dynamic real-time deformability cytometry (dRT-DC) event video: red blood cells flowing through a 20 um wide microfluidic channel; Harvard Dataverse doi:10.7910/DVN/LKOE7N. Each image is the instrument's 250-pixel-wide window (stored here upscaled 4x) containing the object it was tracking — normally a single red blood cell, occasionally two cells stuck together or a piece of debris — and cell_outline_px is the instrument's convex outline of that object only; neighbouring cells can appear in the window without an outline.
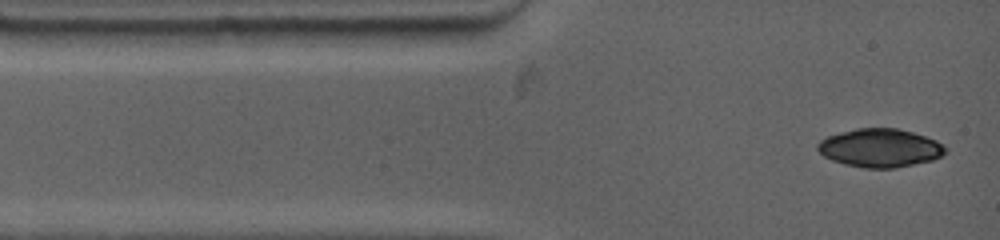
{"species": "common noctule bat (a hibernating species)", "species_latin": "Nyctalus noctula", "temperature_condition": "warm", "stored_images_in_passage": 7, "segment_of_instrument_passage": [1, 2], "camera_frame_rate_fps": 4500, "um_per_image_px": 0.085, "animal": {"sex": "female", "body_mass_g": 19.0, "forearm_length_mm": 53.3}, "frame": {"image": 1, "passage_image": 1, "time_ms": 0.0, "image_size_px": [1000, 240], "cell_outline_px": [[948, 152], [932, 160], [896, 168], [864, 168], [844, 164], [832, 160], [824, 156], [816, 148], [816, 144], [820, 140], [828, 136], [840, 132], [856, 128], [896, 128], [912, 132], [936, 140], [944, 144]], "centroid_in_image_um": [74.8, 12.57], "position_along_channel_um": 10.2, "area_um2": 28.67}}